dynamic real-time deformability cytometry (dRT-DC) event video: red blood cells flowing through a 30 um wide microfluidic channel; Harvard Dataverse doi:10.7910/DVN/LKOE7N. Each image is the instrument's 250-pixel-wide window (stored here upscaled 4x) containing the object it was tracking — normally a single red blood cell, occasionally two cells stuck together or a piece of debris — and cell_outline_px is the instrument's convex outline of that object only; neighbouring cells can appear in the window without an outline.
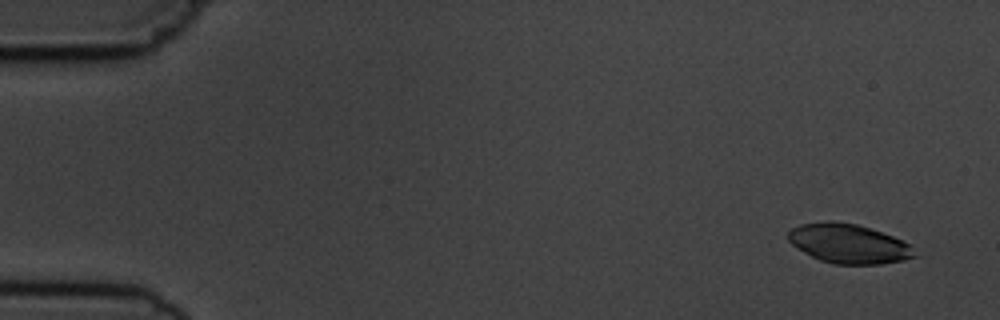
{"species": "common noctule bat (a hibernating species)", "species_latin": "Nyctalus noctula", "temperature_condition": "cold", "stored_images_in_passage": 7, "camera_frame_rate_fps": 3000, "um_per_image_px": 0.085, "animal": {"sex": "male", "body_mass_g": 19.5, "forearm_length_mm": 54.6}, "frame": {"image": 1, "passage_image": 1, "time_ms": 0.0, "image_size_px": [1000, 320], "cell_outline_px": [[916, 256], [904, 260], [880, 264], [836, 264], [820, 260], [796, 248], [788, 240], [788, 232], [792, 228], [800, 224], [824, 220], [832, 220], [856, 224], [892, 236], [912, 244]], "centroid_in_image_um": [72.12, 20.7], "position_along_channel_um": 12.9, "area_um2": 29.02}}